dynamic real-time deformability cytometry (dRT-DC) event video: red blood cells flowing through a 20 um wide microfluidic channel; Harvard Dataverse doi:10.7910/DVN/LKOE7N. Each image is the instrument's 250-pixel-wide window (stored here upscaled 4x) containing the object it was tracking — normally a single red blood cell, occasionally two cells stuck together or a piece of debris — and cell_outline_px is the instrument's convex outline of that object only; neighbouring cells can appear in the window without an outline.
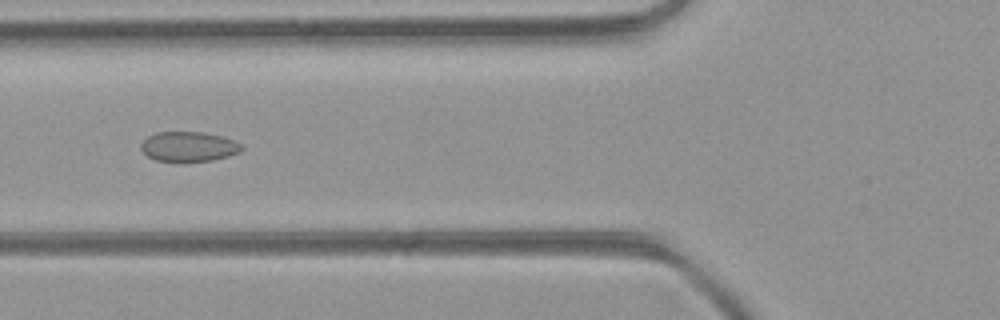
{"species": "common noctule bat (a hibernating species)", "species_latin": "Nyctalus noctula", "temperature_condition": "room temperature", "stored_images_in_passage": 2, "camera_frame_rate_fps": 3000, "um_per_image_px": 0.085, "animal": {"sex": "female", "body_mass_g": 21.9}, "frame": {"image": 1, "passage_image": 2, "time_ms": 0.333, "image_size_px": [1000, 320], "cell_outline_px": [[244, 148], [240, 152], [228, 156], [212, 160], [156, 160], [148, 156], [140, 148], [140, 144], [148, 136], [156, 132], [204, 132], [220, 136], [232, 140], [240, 144]], "centroid_in_image_um": [16.03, 12.44], "position_along_channel_um": 109.8, "area_um2": 17.11}}